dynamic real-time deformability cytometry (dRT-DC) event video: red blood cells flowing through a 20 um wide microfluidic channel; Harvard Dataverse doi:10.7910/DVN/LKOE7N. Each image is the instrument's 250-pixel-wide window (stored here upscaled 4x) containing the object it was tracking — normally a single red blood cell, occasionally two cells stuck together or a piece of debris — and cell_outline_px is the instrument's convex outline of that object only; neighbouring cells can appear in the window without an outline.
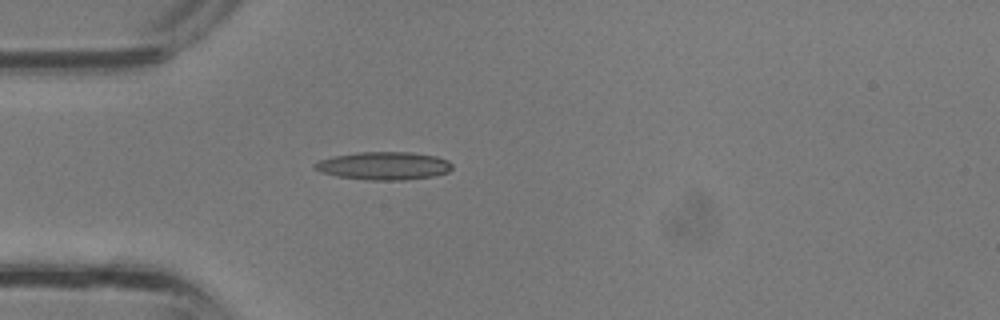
{"species": "common noctule bat (a hibernating species)", "species_latin": "Nyctalus noctula", "temperature_condition": "room temperature", "stored_images_in_passage": 25, "camera_frame_rate_fps": 3000, "um_per_image_px": 0.085, "animal": {"sex": "male", "body_mass_g": 13.3}, "frame": {"image": 1, "passage_image": 1, "time_ms": 0.0, "image_size_px": [1000, 320], "cell_outline_px": [[452, 168], [448, 172], [432, 176], [404, 180], [372, 180], [336, 176], [320, 172], [312, 168], [312, 164], [320, 160], [332, 156], [356, 152], [412, 152], [436, 156], [448, 160], [452, 164]], "centroid_in_image_um": [32.59, 14.08], "position_along_channel_um": 52.4, "area_um2": 22.54}}
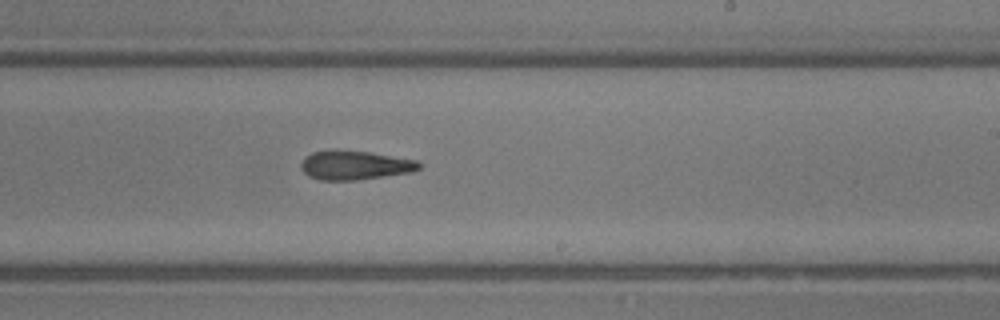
{"frame": {"image": 2, "passage_image": 12, "time_ms": 3.667, "image_size_px": [1000, 320], "cell_outline_px": [[420, 168], [412, 172], [356, 180], [320, 180], [308, 176], [300, 168], [300, 164], [304, 156], [312, 152], [336, 148], [368, 152], [420, 160]], "centroid_in_image_um": [30.13, 14.02], "position_along_channel_um": 258.9, "area_um2": 20.4}}
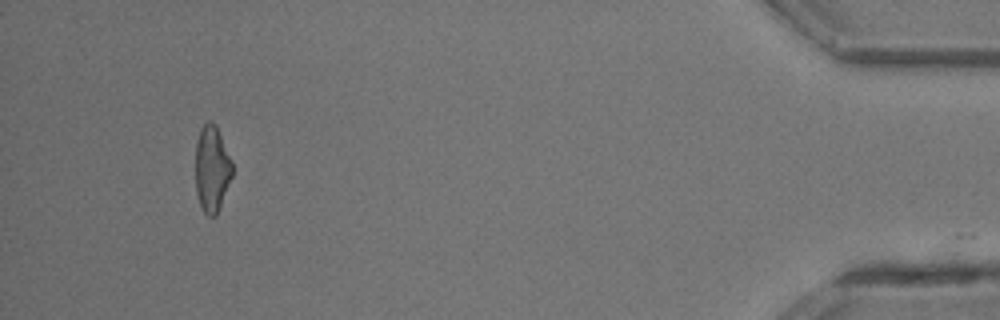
{"frame": {"image": 3, "passage_image": 24, "time_ms": 7.667, "image_size_px": [1000, 320], "cell_outline_px": [[232, 176], [216, 216], [208, 216], [204, 212], [200, 204], [196, 192], [196, 144], [200, 128], [208, 120], [216, 124], [232, 164]], "centroid_in_image_um": [18.0, 14.34], "position_along_channel_um": 417.2, "area_um2": 18.26}}